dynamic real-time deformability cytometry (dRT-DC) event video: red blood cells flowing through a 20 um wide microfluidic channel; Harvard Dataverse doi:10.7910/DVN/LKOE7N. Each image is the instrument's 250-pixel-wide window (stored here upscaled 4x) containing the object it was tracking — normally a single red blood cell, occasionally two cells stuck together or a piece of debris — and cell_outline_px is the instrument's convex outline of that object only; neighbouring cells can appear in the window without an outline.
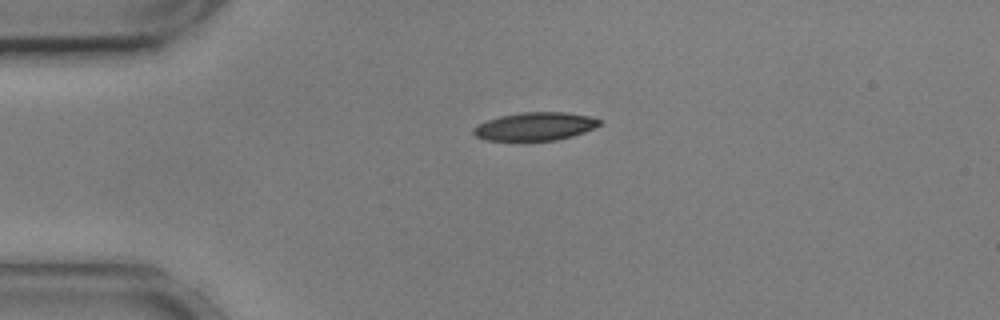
{"species": "common noctule bat (a hibernating species)", "species_latin": "Nyctalus noctula", "temperature_condition": "cold", "stored_images_in_passage": 44, "camera_frame_rate_fps": 3000, "um_per_image_px": 0.085, "animal": {"sex": "male", "body_mass_g": 17.9, "forearm_length_mm": 54.2}, "frame": {"image": 1, "passage_image": 1, "time_ms": 0.0, "image_size_px": [1000, 320], "cell_outline_px": [[600, 124], [584, 132], [572, 136], [556, 140], [484, 140], [476, 136], [472, 132], [472, 128], [476, 124], [500, 116], [520, 112], [564, 112], [588, 116], [600, 120]], "centroid_in_image_um": [45.42, 10.74], "position_along_channel_um": 39.6, "area_um2": 20.52}}
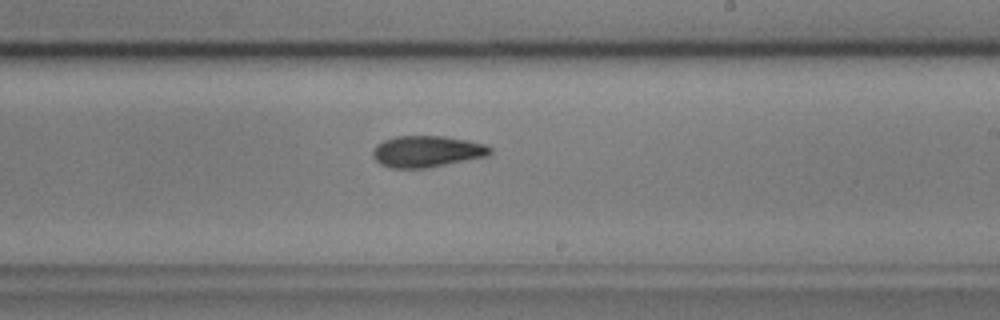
{"frame": {"image": 2, "passage_image": 21, "time_ms": 6.667, "image_size_px": [1000, 320], "cell_outline_px": [[492, 152], [488, 156], [424, 168], [392, 168], [380, 164], [372, 156], [372, 152], [376, 144], [384, 140], [396, 136], [444, 136], [484, 144], [492, 148]], "centroid_in_image_um": [36.26, 12.87], "position_along_channel_um": 252.7, "area_um2": 21.33}}
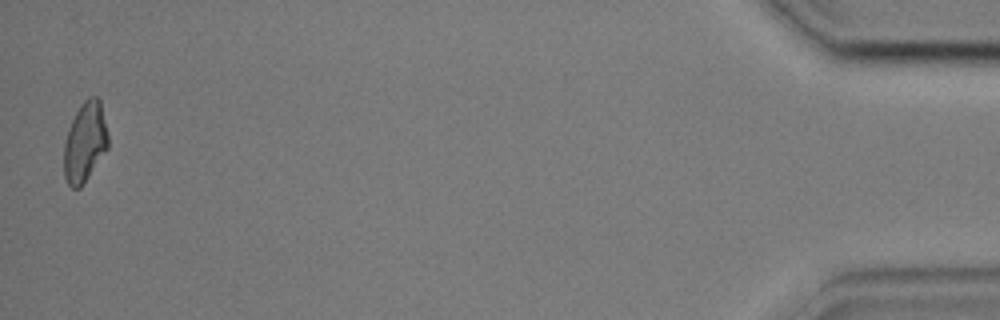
{"frame": {"image": 3, "passage_image": 43, "time_ms": 14.0, "image_size_px": [1000, 320], "cell_outline_px": [[108, 148], [84, 184], [80, 188], [72, 188], [68, 184], [64, 176], [64, 140], [68, 128], [80, 104], [88, 96], [96, 96], [100, 100], [108, 136]], "centroid_in_image_um": [7.21, 12.09], "position_along_channel_um": 428.0, "area_um2": 20.69}, "authors_computed_cell_mechanics": {"area_um2": 21.2126, "velocity_mm_per_s": 3.6101, "shape_relaxation_time_tau1_ms": 9.4435, "shape_relaxation_time_tau2_ms": 6.132, "deformation_change_tau1": 0.2123, "deformation_change_tau2": 0.1389}}